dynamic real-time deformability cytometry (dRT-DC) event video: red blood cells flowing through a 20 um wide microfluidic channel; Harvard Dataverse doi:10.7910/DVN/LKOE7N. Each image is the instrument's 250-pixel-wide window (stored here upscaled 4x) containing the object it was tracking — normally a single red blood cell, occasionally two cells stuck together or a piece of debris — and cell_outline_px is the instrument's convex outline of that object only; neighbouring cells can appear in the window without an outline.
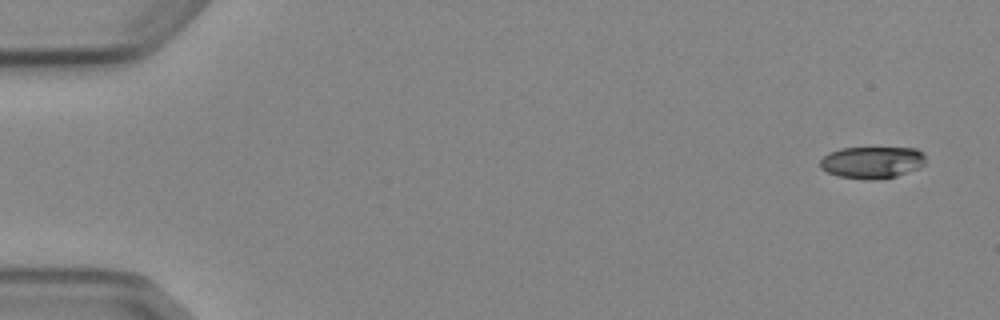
{"species": "Egyptian fruit bat (a non-hibernating species)", "species_latin": "Rousettus aegyptiacus", "temperature_condition": "cold", "stored_images_in_passage": 5, "camera_frame_rate_fps": 3000, "um_per_image_px": 0.085, "animal": {"sex": "female"}, "frame": {"image": 1, "passage_image": 1, "time_ms": 0.0, "image_size_px": [1000, 320], "cell_outline_px": [[924, 164], [920, 168], [896, 176], [872, 180], [840, 176], [828, 172], [820, 168], [820, 160], [824, 156], [840, 148], [916, 148], [924, 156]], "centroid_in_image_um": [74.13, 13.8], "position_along_channel_um": 10.9, "area_um2": 19.36}}
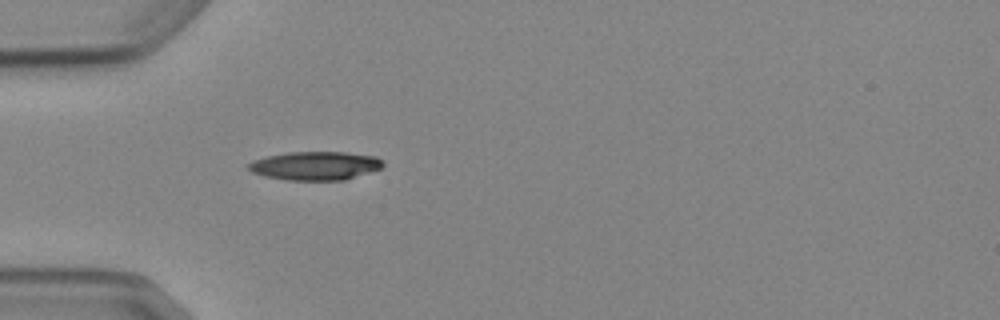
{"frame": {"image": 2, "passage_image": 5, "time_ms": 4.667, "image_size_px": [1000, 320], "cell_outline_px": [[384, 164], [380, 168], [344, 180], [284, 180], [264, 176], [252, 172], [244, 164], [252, 160], [268, 156], [288, 152], [344, 152], [376, 156]], "centroid_in_image_um": [26.73, 14.09], "position_along_channel_um": 58.3, "area_um2": 22.37}}